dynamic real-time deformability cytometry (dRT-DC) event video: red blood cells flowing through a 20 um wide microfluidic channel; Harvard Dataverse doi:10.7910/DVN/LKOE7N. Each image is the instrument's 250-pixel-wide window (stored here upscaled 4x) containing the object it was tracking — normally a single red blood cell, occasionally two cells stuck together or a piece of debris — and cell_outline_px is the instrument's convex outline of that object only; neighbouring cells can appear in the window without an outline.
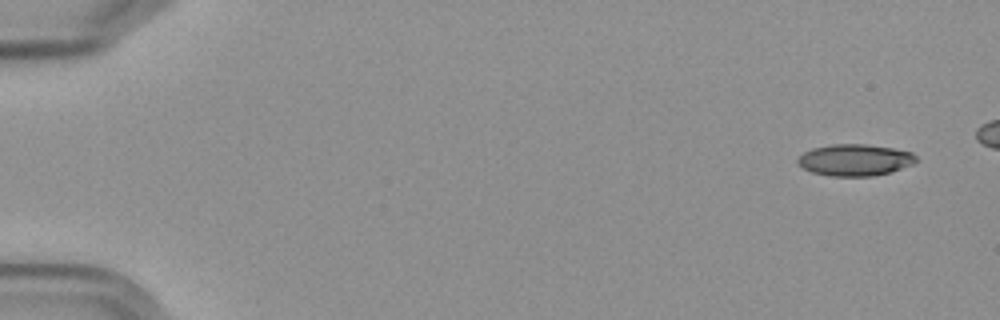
{"species": "Egyptian fruit bat (a non-hibernating species)", "species_latin": "Rousettus aegyptiacus", "temperature_condition": "cold", "stored_images_in_passage": 6, "camera_frame_rate_fps": 3000, "um_per_image_px": 0.085, "frame": {"image": 1, "passage_image": 1, "time_ms": 0.0, "image_size_px": [1000, 320], "cell_outline_px": [[916, 160], [912, 164], [888, 172], [872, 176], [832, 176], [812, 172], [796, 164], [796, 160], [804, 152], [812, 148], [832, 144], [864, 144], [892, 148], [912, 152], [916, 156]], "centroid_in_image_um": [72.62, 13.59], "position_along_channel_um": 12.4, "area_um2": 21.62}}